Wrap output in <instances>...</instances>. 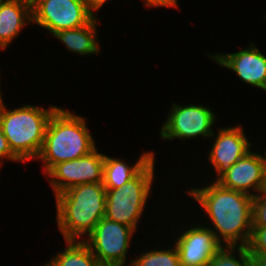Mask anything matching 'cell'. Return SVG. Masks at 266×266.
I'll return each mask as SVG.
<instances>
[{
  "mask_svg": "<svg viewBox=\"0 0 266 266\" xmlns=\"http://www.w3.org/2000/svg\"><path fill=\"white\" fill-rule=\"evenodd\" d=\"M186 194L199 203L217 240L223 246H247L251 237L253 197L211 181L201 188L191 186ZM211 225V226H210Z\"/></svg>",
  "mask_w": 266,
  "mask_h": 266,
  "instance_id": "1",
  "label": "cell"
},
{
  "mask_svg": "<svg viewBox=\"0 0 266 266\" xmlns=\"http://www.w3.org/2000/svg\"><path fill=\"white\" fill-rule=\"evenodd\" d=\"M55 204L57 227L64 241H81L105 217L106 188L103 183L79 184L56 195Z\"/></svg>",
  "mask_w": 266,
  "mask_h": 266,
  "instance_id": "2",
  "label": "cell"
},
{
  "mask_svg": "<svg viewBox=\"0 0 266 266\" xmlns=\"http://www.w3.org/2000/svg\"><path fill=\"white\" fill-rule=\"evenodd\" d=\"M85 118L60 107L53 113L36 158L42 162L44 176L54 165L78 159L96 148Z\"/></svg>",
  "mask_w": 266,
  "mask_h": 266,
  "instance_id": "3",
  "label": "cell"
},
{
  "mask_svg": "<svg viewBox=\"0 0 266 266\" xmlns=\"http://www.w3.org/2000/svg\"><path fill=\"white\" fill-rule=\"evenodd\" d=\"M58 108L52 104L48 109L26 104L12 110L5 103L0 105V128L10 149L23 163L38 157L49 120Z\"/></svg>",
  "mask_w": 266,
  "mask_h": 266,
  "instance_id": "4",
  "label": "cell"
},
{
  "mask_svg": "<svg viewBox=\"0 0 266 266\" xmlns=\"http://www.w3.org/2000/svg\"><path fill=\"white\" fill-rule=\"evenodd\" d=\"M155 156L127 183L106 189V213L109 220L127 225L135 231L144 215L155 179Z\"/></svg>",
  "mask_w": 266,
  "mask_h": 266,
  "instance_id": "5",
  "label": "cell"
},
{
  "mask_svg": "<svg viewBox=\"0 0 266 266\" xmlns=\"http://www.w3.org/2000/svg\"><path fill=\"white\" fill-rule=\"evenodd\" d=\"M216 118L217 114L208 106L198 104L184 106L172 102L166 120L160 126L159 135L167 141L178 138L185 142L198 136L207 139L214 132L212 127L217 122Z\"/></svg>",
  "mask_w": 266,
  "mask_h": 266,
  "instance_id": "6",
  "label": "cell"
},
{
  "mask_svg": "<svg viewBox=\"0 0 266 266\" xmlns=\"http://www.w3.org/2000/svg\"><path fill=\"white\" fill-rule=\"evenodd\" d=\"M136 231L103 217L83 241L101 266H128L127 252Z\"/></svg>",
  "mask_w": 266,
  "mask_h": 266,
  "instance_id": "7",
  "label": "cell"
},
{
  "mask_svg": "<svg viewBox=\"0 0 266 266\" xmlns=\"http://www.w3.org/2000/svg\"><path fill=\"white\" fill-rule=\"evenodd\" d=\"M31 6L32 24L43 27L50 35L83 27L97 16L84 0H31Z\"/></svg>",
  "mask_w": 266,
  "mask_h": 266,
  "instance_id": "8",
  "label": "cell"
},
{
  "mask_svg": "<svg viewBox=\"0 0 266 266\" xmlns=\"http://www.w3.org/2000/svg\"><path fill=\"white\" fill-rule=\"evenodd\" d=\"M103 165L104 154L96 147L85 156L54 165L45 175L55 197L79 184L103 183Z\"/></svg>",
  "mask_w": 266,
  "mask_h": 266,
  "instance_id": "9",
  "label": "cell"
},
{
  "mask_svg": "<svg viewBox=\"0 0 266 266\" xmlns=\"http://www.w3.org/2000/svg\"><path fill=\"white\" fill-rule=\"evenodd\" d=\"M242 124L233 127L219 128L210 139L214 140L208 153L209 164L215 170L213 181H217L233 164L252 150V143L248 141ZM216 177V178H215Z\"/></svg>",
  "mask_w": 266,
  "mask_h": 266,
  "instance_id": "10",
  "label": "cell"
},
{
  "mask_svg": "<svg viewBox=\"0 0 266 266\" xmlns=\"http://www.w3.org/2000/svg\"><path fill=\"white\" fill-rule=\"evenodd\" d=\"M188 227L185 226V230L182 227L180 234L174 235L175 242H172L178 250L180 265L208 266L211 258L224 246L205 225H188Z\"/></svg>",
  "mask_w": 266,
  "mask_h": 266,
  "instance_id": "11",
  "label": "cell"
},
{
  "mask_svg": "<svg viewBox=\"0 0 266 266\" xmlns=\"http://www.w3.org/2000/svg\"><path fill=\"white\" fill-rule=\"evenodd\" d=\"M216 182L222 187L254 197L266 189V157L260 151L248 152ZM253 191V193L251 192Z\"/></svg>",
  "mask_w": 266,
  "mask_h": 266,
  "instance_id": "12",
  "label": "cell"
},
{
  "mask_svg": "<svg viewBox=\"0 0 266 266\" xmlns=\"http://www.w3.org/2000/svg\"><path fill=\"white\" fill-rule=\"evenodd\" d=\"M254 43L234 53H206V56L219 66L235 72L243 83L266 91V56Z\"/></svg>",
  "mask_w": 266,
  "mask_h": 266,
  "instance_id": "13",
  "label": "cell"
},
{
  "mask_svg": "<svg viewBox=\"0 0 266 266\" xmlns=\"http://www.w3.org/2000/svg\"><path fill=\"white\" fill-rule=\"evenodd\" d=\"M31 23V0H6L0 7V50H7L23 28Z\"/></svg>",
  "mask_w": 266,
  "mask_h": 266,
  "instance_id": "14",
  "label": "cell"
},
{
  "mask_svg": "<svg viewBox=\"0 0 266 266\" xmlns=\"http://www.w3.org/2000/svg\"><path fill=\"white\" fill-rule=\"evenodd\" d=\"M100 20L95 16L87 25L58 31L53 35L71 51L80 56L96 55L100 52L98 27Z\"/></svg>",
  "mask_w": 266,
  "mask_h": 266,
  "instance_id": "15",
  "label": "cell"
},
{
  "mask_svg": "<svg viewBox=\"0 0 266 266\" xmlns=\"http://www.w3.org/2000/svg\"><path fill=\"white\" fill-rule=\"evenodd\" d=\"M152 151L142 152L134 164L129 165L122 158L104 155L103 186L106 189H116L133 178L153 157Z\"/></svg>",
  "mask_w": 266,
  "mask_h": 266,
  "instance_id": "16",
  "label": "cell"
},
{
  "mask_svg": "<svg viewBox=\"0 0 266 266\" xmlns=\"http://www.w3.org/2000/svg\"><path fill=\"white\" fill-rule=\"evenodd\" d=\"M63 251L57 252L45 266H101L84 241L66 240Z\"/></svg>",
  "mask_w": 266,
  "mask_h": 266,
  "instance_id": "17",
  "label": "cell"
},
{
  "mask_svg": "<svg viewBox=\"0 0 266 266\" xmlns=\"http://www.w3.org/2000/svg\"><path fill=\"white\" fill-rule=\"evenodd\" d=\"M138 257V258H137ZM130 259V264L134 266H181L178 250L175 245L171 248L150 249L143 253H139Z\"/></svg>",
  "mask_w": 266,
  "mask_h": 266,
  "instance_id": "18",
  "label": "cell"
},
{
  "mask_svg": "<svg viewBox=\"0 0 266 266\" xmlns=\"http://www.w3.org/2000/svg\"><path fill=\"white\" fill-rule=\"evenodd\" d=\"M208 266H252V261L247 246H224Z\"/></svg>",
  "mask_w": 266,
  "mask_h": 266,
  "instance_id": "19",
  "label": "cell"
},
{
  "mask_svg": "<svg viewBox=\"0 0 266 266\" xmlns=\"http://www.w3.org/2000/svg\"><path fill=\"white\" fill-rule=\"evenodd\" d=\"M253 226L266 227V189L253 197Z\"/></svg>",
  "mask_w": 266,
  "mask_h": 266,
  "instance_id": "20",
  "label": "cell"
},
{
  "mask_svg": "<svg viewBox=\"0 0 266 266\" xmlns=\"http://www.w3.org/2000/svg\"><path fill=\"white\" fill-rule=\"evenodd\" d=\"M249 253L266 254V227L253 226L252 233L247 245Z\"/></svg>",
  "mask_w": 266,
  "mask_h": 266,
  "instance_id": "21",
  "label": "cell"
},
{
  "mask_svg": "<svg viewBox=\"0 0 266 266\" xmlns=\"http://www.w3.org/2000/svg\"><path fill=\"white\" fill-rule=\"evenodd\" d=\"M3 160H10L11 162H20L23 163L10 149L8 140L3 135V132L0 128V164L3 165Z\"/></svg>",
  "mask_w": 266,
  "mask_h": 266,
  "instance_id": "22",
  "label": "cell"
},
{
  "mask_svg": "<svg viewBox=\"0 0 266 266\" xmlns=\"http://www.w3.org/2000/svg\"><path fill=\"white\" fill-rule=\"evenodd\" d=\"M144 1L145 7H150V8H158V7H163V8H178L179 3L177 0H142Z\"/></svg>",
  "mask_w": 266,
  "mask_h": 266,
  "instance_id": "23",
  "label": "cell"
},
{
  "mask_svg": "<svg viewBox=\"0 0 266 266\" xmlns=\"http://www.w3.org/2000/svg\"><path fill=\"white\" fill-rule=\"evenodd\" d=\"M109 0H84L88 9L95 15V12H99L100 8L104 6Z\"/></svg>",
  "mask_w": 266,
  "mask_h": 266,
  "instance_id": "24",
  "label": "cell"
},
{
  "mask_svg": "<svg viewBox=\"0 0 266 266\" xmlns=\"http://www.w3.org/2000/svg\"><path fill=\"white\" fill-rule=\"evenodd\" d=\"M252 261V266H266V254L249 253Z\"/></svg>",
  "mask_w": 266,
  "mask_h": 266,
  "instance_id": "25",
  "label": "cell"
},
{
  "mask_svg": "<svg viewBox=\"0 0 266 266\" xmlns=\"http://www.w3.org/2000/svg\"><path fill=\"white\" fill-rule=\"evenodd\" d=\"M0 77H1V74H0ZM0 81H1V78H0ZM1 83V82H0ZM0 86H1V84H0ZM1 89H2V87H0V105H2L3 103H4V100H3V93H2V91H1Z\"/></svg>",
  "mask_w": 266,
  "mask_h": 266,
  "instance_id": "26",
  "label": "cell"
},
{
  "mask_svg": "<svg viewBox=\"0 0 266 266\" xmlns=\"http://www.w3.org/2000/svg\"><path fill=\"white\" fill-rule=\"evenodd\" d=\"M6 0H0V7L2 6V4L5 2Z\"/></svg>",
  "mask_w": 266,
  "mask_h": 266,
  "instance_id": "27",
  "label": "cell"
}]
</instances>
